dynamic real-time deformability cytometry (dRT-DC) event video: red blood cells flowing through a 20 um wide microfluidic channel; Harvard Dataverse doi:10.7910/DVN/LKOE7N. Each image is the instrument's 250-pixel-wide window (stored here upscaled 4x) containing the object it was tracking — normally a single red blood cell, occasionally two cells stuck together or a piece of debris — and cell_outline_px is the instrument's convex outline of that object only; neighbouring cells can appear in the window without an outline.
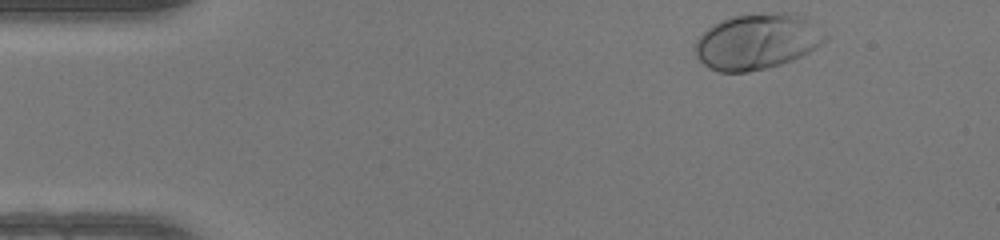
{"species": "human", "species_latin": "Homo sapiens", "temperature_condition": "warm", "stored_images_in_passage": 45, "camera_frame_rate_fps": 3000, "um_per_image_px": 0.085, "donor": {"sex": "female"}, "frame": {"image": 1, "passage_image": 1, "time_ms": 0.0, "image_size_px": [1000, 240], "cell_outline_px": [[828, 40], [816, 48], [792, 60], [780, 64], [748, 72], [720, 72], [708, 68], [696, 56], [692, 48], [696, 40], [712, 24], [720, 20], [732, 16], [772, 12], [796, 12], [804, 16], [828, 36]], "centroid_in_image_um": [64.34, 3.51], "position_along_channel_um": 20.7, "area_um2": 42.54}}
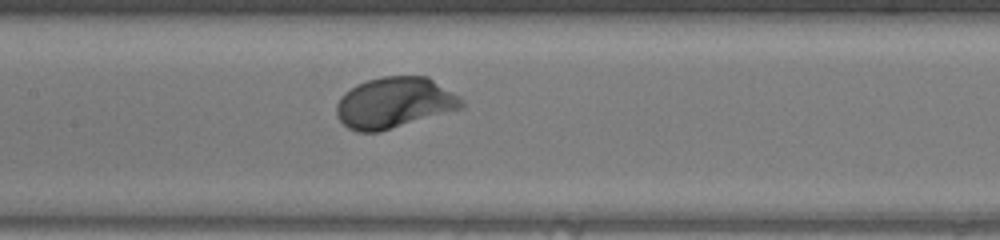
{"frame": {"image": 2, "passage_image": 19, "time_ms": 6.0, "image_size_px": [1000, 240], "cell_outline_px": [[464, 108], [380, 132], [356, 132], [348, 128], [336, 116], [336, 104], [340, 96], [344, 92], [356, 84], [380, 76], [428, 76], [460, 96], [464, 100]], "centroid_in_image_um": [33.53, 8.73], "position_along_channel_um": 173.9, "area_um2": 37.63}}
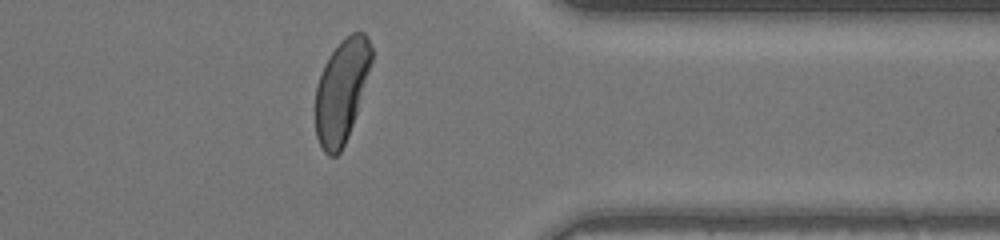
{"frame": {"image": 3, "passage_image": 35, "time_ms": 11.333, "image_size_px": [1000, 240], "cell_outline_px": [[372, 60], [356, 112], [348, 136], [340, 152], [336, 156], [328, 156], [324, 152], [316, 136], [316, 88], [324, 64], [332, 52], [352, 32], [364, 32], [368, 36], [372, 48]], "centroid_in_image_um": [29.03, 7.73], "position_along_channel_um": 382.4, "area_um2": 32.89}, "authors_computed_cell_mechanics": {"area_um2": 36.5874, "velocity_mm_per_s": 4.13, "shape_relaxation_time_tau1_ms": 1.5051, "shape_relaxation_time_tau2_ms": null, "deformation_change_tau1": 0.1388, "deformation_change_tau2": null}}